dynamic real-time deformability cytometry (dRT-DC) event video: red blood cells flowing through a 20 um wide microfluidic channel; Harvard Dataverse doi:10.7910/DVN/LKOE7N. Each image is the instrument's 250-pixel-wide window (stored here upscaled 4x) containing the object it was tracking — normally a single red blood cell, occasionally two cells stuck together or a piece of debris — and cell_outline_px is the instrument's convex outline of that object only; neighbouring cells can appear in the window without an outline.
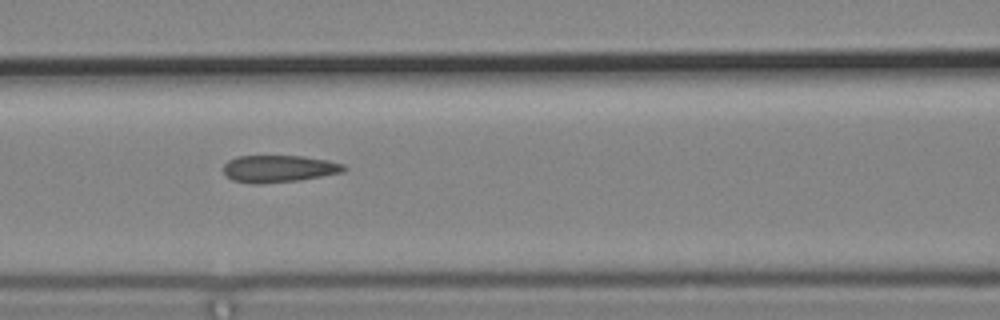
{"species": "common noctule bat (a hibernating species)", "species_latin": "Nyctalus noctula", "temperature_condition": "cold", "stored_images_in_passage": 9, "camera_frame_rate_fps": 3000, "um_per_image_px": 0.085, "animal": {"sex": "male", "body_mass_g": 19.2, "forearm_length_mm": 51.8}, "frame": {"image": 1, "passage_image": 9, "time_ms": 2.667, "image_size_px": [1000, 320], "cell_outline_px": [[348, 168], [344, 172], [300, 180], [260, 184], [252, 184], [232, 180], [224, 172], [224, 164], [228, 160], [236, 156], [304, 156], [328, 160], [344, 164]], "centroid_in_image_um": [23.72, 14.34], "position_along_channel_um": 142.9, "area_um2": 19.19}}